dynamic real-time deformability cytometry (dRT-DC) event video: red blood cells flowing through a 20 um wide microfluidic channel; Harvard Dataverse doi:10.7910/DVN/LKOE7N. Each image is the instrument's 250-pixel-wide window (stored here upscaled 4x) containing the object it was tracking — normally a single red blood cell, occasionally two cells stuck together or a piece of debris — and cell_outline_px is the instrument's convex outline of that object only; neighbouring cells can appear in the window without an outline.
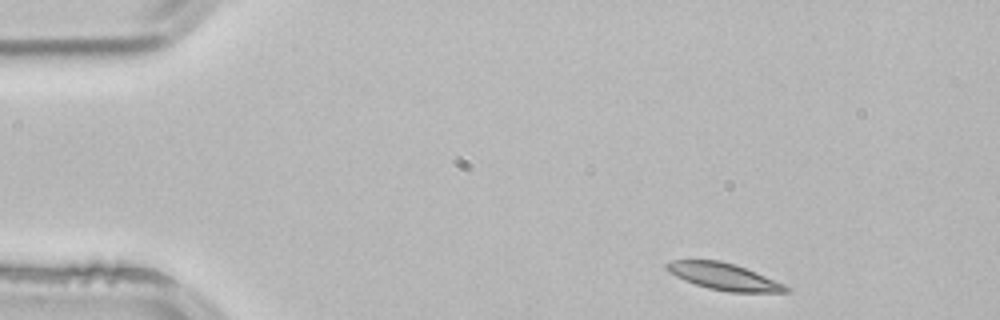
{"species": "common noctule bat (a hibernating species)", "species_latin": "Nyctalus noctula", "temperature_condition": "room temperature", "stored_images_in_passage": 3, "camera_frame_rate_fps": 3000, "um_per_image_px": 0.085, "animal": {"sex": "male", "body_mass_g": 21.5, "forearm_length_mm": 52.0}, "frame": {"image": 1, "passage_image": 1, "time_ms": 0.0, "image_size_px": [1000, 320], "cell_outline_px": [[792, 292], [728, 292], [708, 288], [684, 280], [668, 272], [664, 268], [664, 264], [672, 260], [720, 260], [736, 264], [756, 272], [784, 284], [792, 288]], "centroid_in_image_um": [61.53, 23.5], "position_along_channel_um": 23.5, "area_um2": 18.79}}
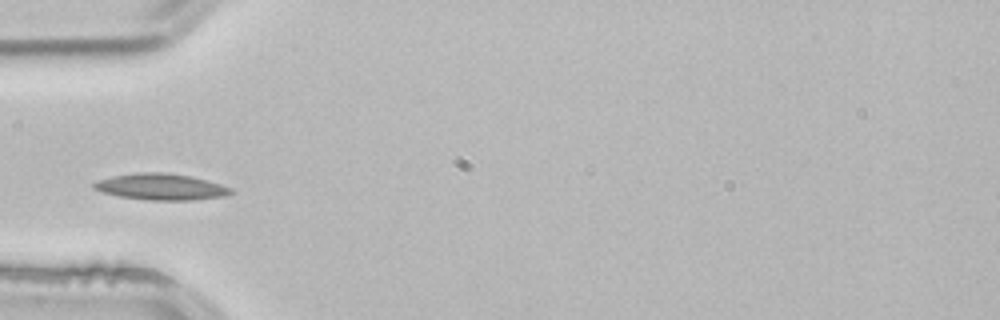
{"frame": {"image": 2, "passage_image": 3, "time_ms": 0.667, "image_size_px": [1000, 320], "cell_outline_px": [[236, 192], [224, 196], [192, 200], [148, 200], [120, 196], [104, 192], [92, 188], [92, 184], [96, 180], [112, 176], [140, 172], [164, 172], [192, 176], [220, 184], [232, 188]], "centroid_in_image_um": [13.69, 15.87], "position_along_channel_um": 71.3, "area_um2": 21.04}}